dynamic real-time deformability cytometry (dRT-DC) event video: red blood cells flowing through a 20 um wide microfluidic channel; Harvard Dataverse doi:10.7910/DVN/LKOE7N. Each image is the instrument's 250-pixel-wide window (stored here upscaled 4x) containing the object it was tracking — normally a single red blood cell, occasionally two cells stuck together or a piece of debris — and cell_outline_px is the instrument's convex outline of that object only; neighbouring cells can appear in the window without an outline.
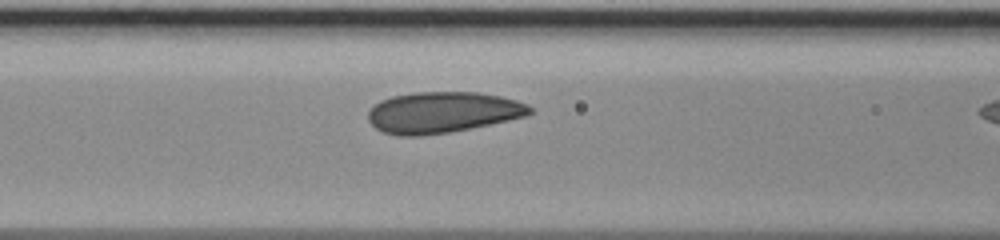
{"species": "human", "species_latin": "Homo sapiens", "temperature_condition": "room temperature", "stored_images_in_passage": 11, "camera_frame_rate_fps": 3000, "um_per_image_px": 0.085, "donor": {"sex": "male"}, "frame": {"image": 1, "passage_image": 10, "time_ms": 3.0, "image_size_px": [1000, 240], "cell_outline_px": [[532, 112], [524, 116], [508, 120], [448, 132], [420, 136], [396, 136], [384, 132], [376, 128], [368, 120], [368, 112], [380, 100], [392, 96], [416, 92], [476, 92], [500, 96], [516, 100], [528, 104], [532, 108]], "centroid_in_image_um": [37.59, 9.54], "position_along_channel_um": 129.0, "area_um2": 38.44}}